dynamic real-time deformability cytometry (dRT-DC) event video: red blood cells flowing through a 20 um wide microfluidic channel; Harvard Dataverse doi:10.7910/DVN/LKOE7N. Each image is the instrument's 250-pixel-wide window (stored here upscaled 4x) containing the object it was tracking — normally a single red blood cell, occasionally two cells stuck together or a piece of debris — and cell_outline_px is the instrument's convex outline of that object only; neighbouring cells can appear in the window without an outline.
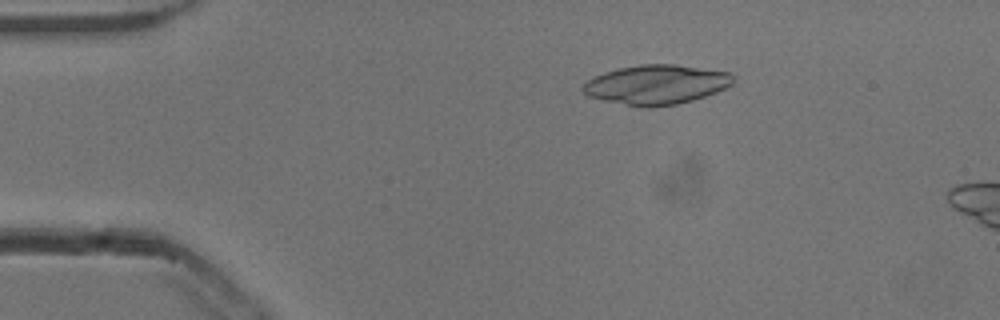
{"species": "common noctule bat (a hibernating species)", "species_latin": "Nyctalus noctula", "temperature_condition": "cold", "stored_images_in_passage": 52, "camera_frame_rate_fps": 3000, "um_per_image_px": 0.085, "animal": {"sex": "male", "body_mass_g": 13.3}, "frame": {"image": 1, "passage_image": 9, "time_ms": 2.667, "image_size_px": [1000, 320], "cell_outline_px": [[736, 80], [732, 84], [716, 92], [692, 100], [676, 104], [652, 108], [644, 108], [604, 100], [588, 96], [580, 88], [588, 80], [604, 72], [620, 68], [640, 64], [676, 64], [728, 72], [736, 76]], "centroid_in_image_um": [55.8, 7.19], "position_along_channel_um": 29.2, "area_um2": 34.56}}